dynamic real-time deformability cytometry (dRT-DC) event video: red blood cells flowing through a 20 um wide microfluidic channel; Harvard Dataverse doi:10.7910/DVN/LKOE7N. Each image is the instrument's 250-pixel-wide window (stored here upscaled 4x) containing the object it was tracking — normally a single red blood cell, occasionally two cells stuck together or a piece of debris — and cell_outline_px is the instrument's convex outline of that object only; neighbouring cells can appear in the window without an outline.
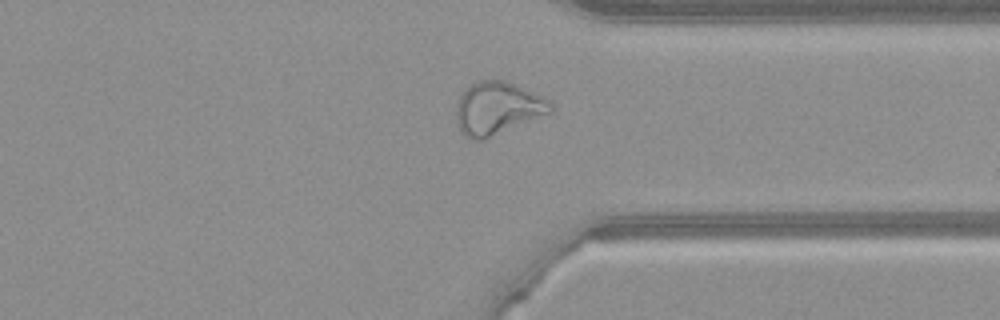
{"species": "common noctule bat (a hibernating species)", "species_latin": "Nyctalus noctula", "temperature_condition": "warm", "stored_images_in_passage": 45, "camera_frame_rate_fps": 3000, "um_per_image_px": 0.085, "animal": {"sex": "female", "body_mass_g": 21.9}, "frame": {"image": 1, "passage_image": 32, "time_ms": 10.333, "image_size_px": [1000, 320], "cell_outline_px": [[552, 112], [484, 140], [472, 140], [464, 136], [460, 132], [456, 124], [456, 104], [460, 96], [468, 84], [476, 80], [504, 80], [516, 84], [540, 96], [552, 104]], "centroid_in_image_um": [42.22, 9.21], "position_along_channel_um": 369.2, "area_um2": 29.19}}
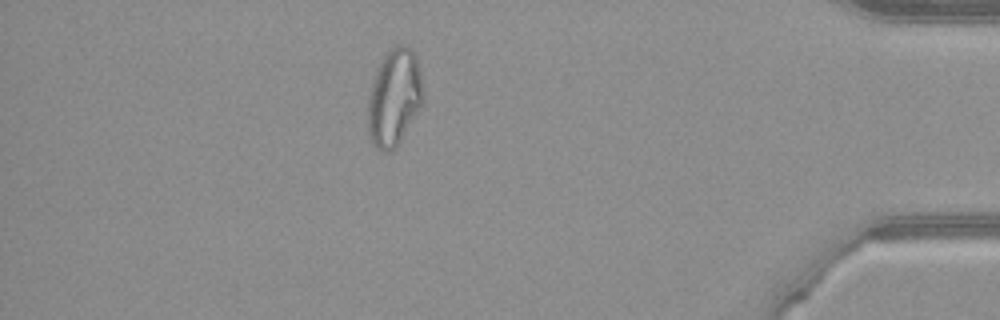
{"frame": {"image": 2, "passage_image": 38, "time_ms": 12.333, "image_size_px": [1000, 320], "cell_outline_px": [[424, 96], [420, 104], [396, 148], [388, 152], [384, 152], [372, 144], [368, 136], [368, 100], [372, 84], [376, 72], [384, 56], [396, 44], [408, 44], [416, 56], [420, 72], [424, 92]], "centroid_in_image_um": [33.5, 8.28], "position_along_channel_um": 401.7, "area_um2": 30.81}}